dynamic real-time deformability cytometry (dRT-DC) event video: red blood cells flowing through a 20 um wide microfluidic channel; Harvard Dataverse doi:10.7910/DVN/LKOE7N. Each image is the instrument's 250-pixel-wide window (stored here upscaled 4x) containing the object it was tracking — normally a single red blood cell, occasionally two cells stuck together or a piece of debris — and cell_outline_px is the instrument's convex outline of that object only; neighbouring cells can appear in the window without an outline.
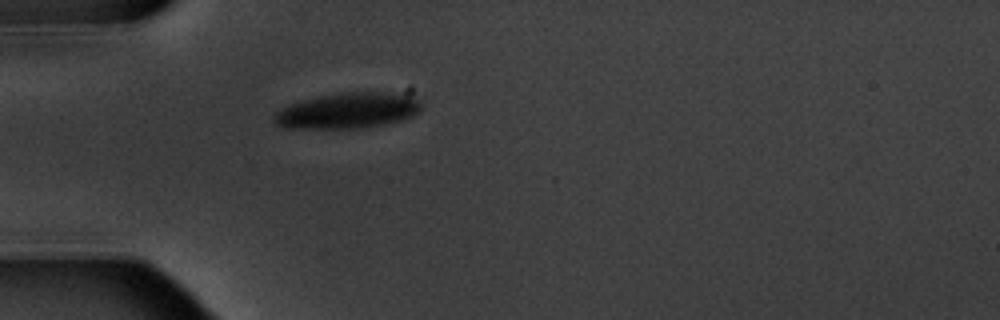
{"species": "common noctule bat (a hibernating species)", "species_latin": "Nyctalus noctula", "temperature_condition": "warm", "stored_images_in_passage": 5, "camera_frame_rate_fps": 3000, "um_per_image_px": 0.085, "animal": {"sex": "male", "body_mass_g": 20.1, "forearm_length_mm": 53.5}, "frame": {"image": 1, "passage_image": 5, "time_ms": 5.667, "image_size_px": [1000, 320], "cell_outline_px": [[420, 112], [412, 116], [400, 120], [360, 128], [284, 128], [276, 124], [272, 120], [272, 116], [276, 112], [288, 104], [320, 96], [344, 92], [396, 92], [420, 96]], "centroid_in_image_um": [29.59, 9.38], "position_along_channel_um": 55.4, "area_um2": 30.81}}